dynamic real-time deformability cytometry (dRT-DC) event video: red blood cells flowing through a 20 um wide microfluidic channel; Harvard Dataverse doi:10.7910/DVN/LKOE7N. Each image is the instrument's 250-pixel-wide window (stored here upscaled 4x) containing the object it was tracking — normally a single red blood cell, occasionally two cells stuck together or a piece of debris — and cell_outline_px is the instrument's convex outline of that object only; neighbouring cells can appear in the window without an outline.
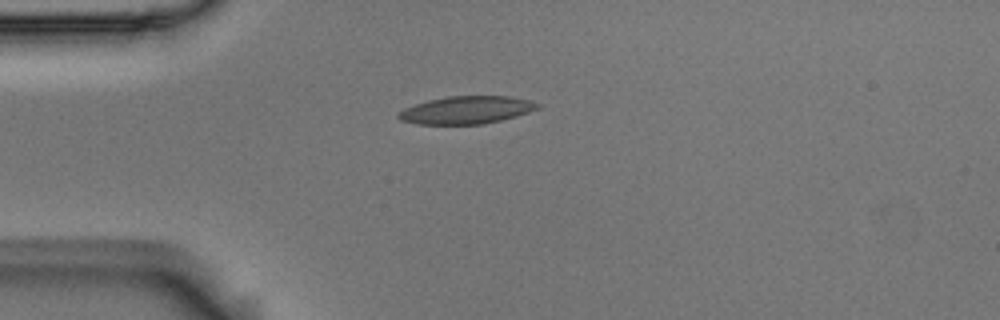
{"species": "Egyptian fruit bat (a non-hibernating species)", "species_latin": "Rousettus aegyptiacus", "temperature_condition": "room temperature", "stored_images_in_passage": 37, "camera_frame_rate_fps": 3000, "um_per_image_px": 0.085, "animal": {"sex": "male"}, "frame": {"image": 1, "passage_image": 1, "time_ms": 0.0, "image_size_px": [1000, 320], "cell_outline_px": [[540, 108], [516, 116], [500, 120], [480, 124], [420, 124], [400, 120], [396, 116], [396, 112], [404, 108], [428, 100], [448, 96], [508, 96], [528, 100], [540, 104]], "centroid_in_image_um": [39.61, 9.35], "position_along_channel_um": 45.4, "area_um2": 22.31}}
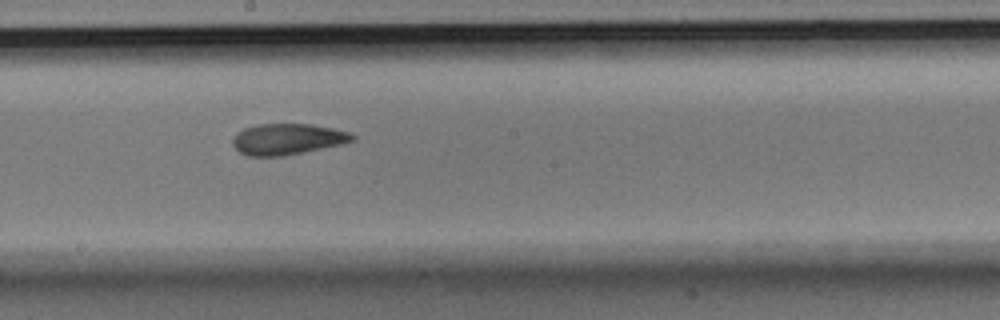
{"frame": {"image": 2, "passage_image": 17, "time_ms": 5.333, "image_size_px": [1000, 320], "cell_outline_px": [[356, 140], [340, 144], [284, 156], [248, 156], [240, 152], [232, 144], [232, 140], [236, 132], [244, 128], [260, 124], [312, 124], [332, 128], [348, 132], [356, 136]], "centroid_in_image_um": [24.41, 11.82], "position_along_channel_um": 223.8, "area_um2": 21.56}}
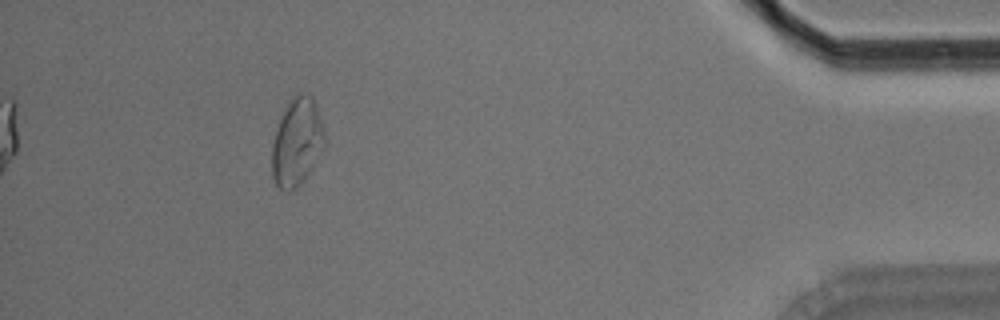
{"frame": {"image": 3, "passage_image": 37, "time_ms": 12.0, "image_size_px": [1000, 320], "cell_outline_px": [[324, 148], [304, 180], [296, 188], [288, 192], [280, 188], [276, 184], [272, 176], [272, 144], [276, 128], [292, 96], [300, 92], [304, 92], [312, 96], [324, 128]], "centroid_in_image_um": [25.24, 12.08], "position_along_channel_um": 410.0, "area_um2": 26.76}, "authors_computed_cell_mechanics": {"area_um2": 21.964, "velocity_mm_per_s": 3.6374, "shape_relaxation_time_tau1_ms": 7.0865, "shape_relaxation_time_tau2_ms": 4.9252, "deformation_change_tau1": 0.1714, "deformation_change_tau2": 0.1035}}